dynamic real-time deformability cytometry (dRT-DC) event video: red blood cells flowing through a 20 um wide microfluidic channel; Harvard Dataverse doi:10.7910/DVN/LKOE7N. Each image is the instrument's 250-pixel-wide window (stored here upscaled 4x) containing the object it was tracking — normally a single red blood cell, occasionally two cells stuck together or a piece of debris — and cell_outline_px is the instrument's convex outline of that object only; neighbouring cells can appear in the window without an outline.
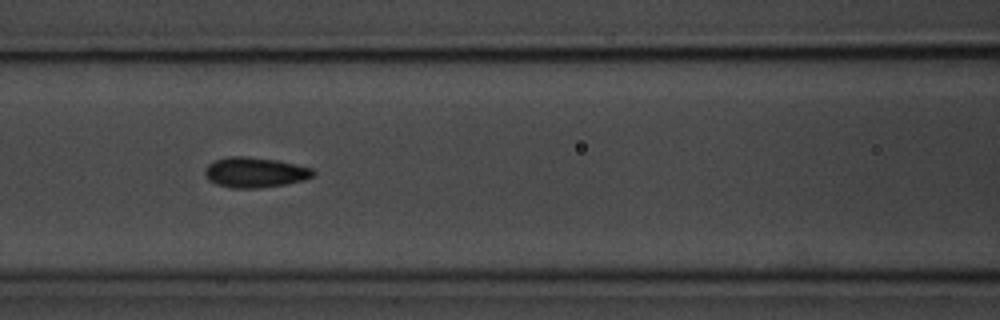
{"species": "common noctule bat (a hibernating species)", "species_latin": "Nyctalus noctula", "temperature_condition": "room temperature", "stored_images_in_passage": 7, "camera_frame_rate_fps": 3000, "um_per_image_px": 0.085, "animal": {"sex": "male", "body_mass_g": 20.1, "forearm_length_mm": 53.5}, "frame": {"image": 1, "passage_image": 7, "time_ms": 7.0, "image_size_px": [1000, 320], "cell_outline_px": [[316, 172], [312, 176], [304, 180], [284, 184], [256, 188], [232, 188], [216, 184], [208, 180], [204, 176], [204, 172], [208, 164], [216, 160], [228, 156], [244, 156], [276, 160], [312, 168]], "centroid_in_image_um": [21.64, 14.65], "position_along_channel_um": 145.0, "area_um2": 18.96}}